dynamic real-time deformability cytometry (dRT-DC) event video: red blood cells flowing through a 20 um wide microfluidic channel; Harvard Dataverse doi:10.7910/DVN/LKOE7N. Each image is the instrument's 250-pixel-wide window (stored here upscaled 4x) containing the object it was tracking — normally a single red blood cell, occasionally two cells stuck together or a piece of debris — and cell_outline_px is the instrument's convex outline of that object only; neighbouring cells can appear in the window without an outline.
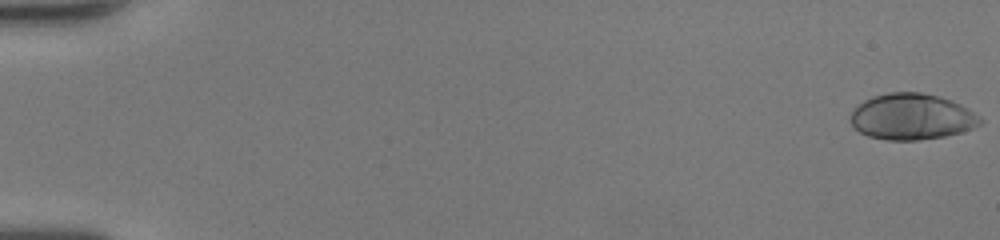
{"species": "human", "species_latin": "Homo sapiens", "temperature_condition": "room temperature", "stored_images_in_passage": 52, "camera_frame_rate_fps": 3000, "um_per_image_px": 0.085, "donor": {"sex": "female"}, "frame": {"image": 1, "passage_image": 1, "time_ms": 0.0, "image_size_px": [1000, 240], "cell_outline_px": [[984, 120], [980, 124], [972, 128], [960, 132], [944, 136], [916, 140], [888, 140], [868, 136], [852, 128], [852, 108], [864, 100], [872, 96], [888, 92], [920, 92], [940, 96], [952, 100], [968, 108], [980, 116]], "centroid_in_image_um": [77.49, 9.91], "position_along_channel_um": 7.5, "area_um2": 34.97}}
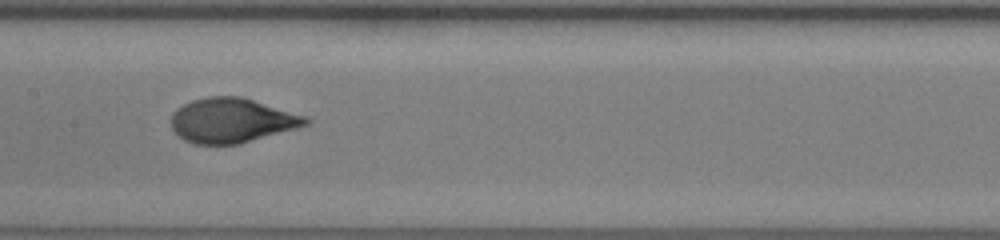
{"frame": {"image": 2, "passage_image": 28, "time_ms": 9.0, "image_size_px": [1000, 240], "cell_outline_px": [[312, 124], [240, 144], [196, 144], [184, 140], [172, 128], [172, 112], [176, 108], [192, 100], [208, 96], [240, 96], [308, 116], [312, 120]], "centroid_in_image_um": [19.76, 10.23], "position_along_channel_um": 187.6, "area_um2": 35.2}}
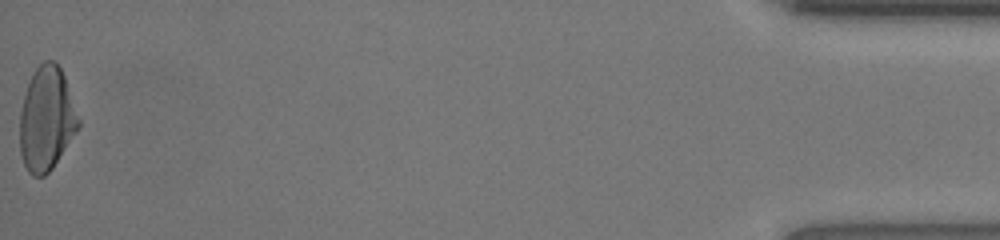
{"frame": {"image": 3, "passage_image": 52, "time_ms": 17.0, "image_size_px": [1000, 240], "cell_outline_px": [[80, 128], [52, 168], [44, 176], [32, 176], [28, 172], [24, 164], [20, 152], [20, 112], [24, 96], [28, 84], [36, 68], [44, 60], [52, 60], [60, 68], [64, 76], [80, 120]], "centroid_in_image_um": [3.96, 10.14], "position_along_channel_um": 431.2, "area_um2": 35.32}, "authors_computed_cell_mechanics": {"area_um2": 34.5933, "velocity_mm_per_s": 4.1993, "shape_relaxation_time_tau1_ms": 3.2581, "shape_relaxation_time_tau2_ms": null, "deformation_change_tau1": 0.2198, "deformation_change_tau2": null}}